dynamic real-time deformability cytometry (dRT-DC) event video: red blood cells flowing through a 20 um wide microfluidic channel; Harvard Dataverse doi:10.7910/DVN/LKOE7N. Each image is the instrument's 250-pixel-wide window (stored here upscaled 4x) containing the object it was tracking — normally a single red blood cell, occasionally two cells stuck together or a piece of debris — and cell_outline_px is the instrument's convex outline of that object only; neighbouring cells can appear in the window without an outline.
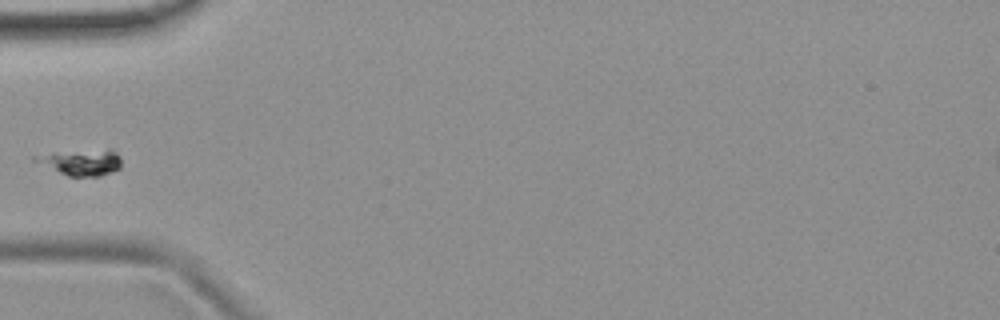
{"species": "common noctule bat (a hibernating species)", "species_latin": "Nyctalus noctula", "temperature_condition": "room temperature", "stored_images_in_passage": 6, "camera_frame_rate_fps": 3000, "um_per_image_px": 0.085, "animal": {"sex": "female", "body_mass_g": 19.9}, "frame": {"image": 1, "passage_image": 5, "time_ms": 1.333, "image_size_px": [1000, 320], "cell_outline_px": [[120, 168], [100, 176], [68, 176], [60, 172], [44, 156], [52, 152], [108, 148], [112, 148], [120, 156]], "centroid_in_image_um": [7.26, 13.76], "position_along_channel_um": 77.7, "area_um2": 11.91}}
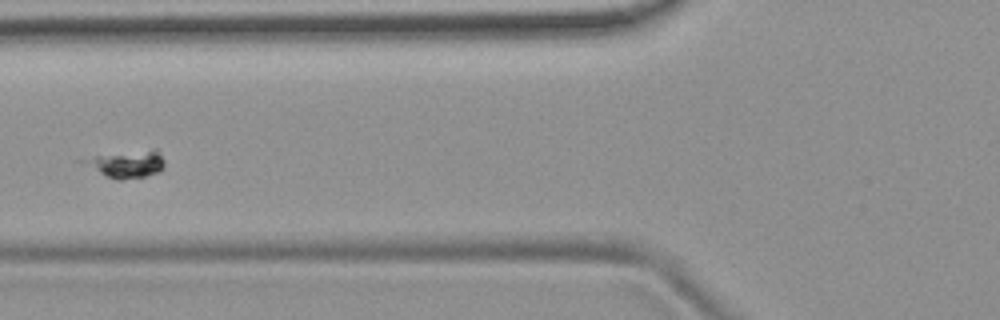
{"frame": {"image": 2, "passage_image": 6, "time_ms": 1.667, "image_size_px": [1000, 320], "cell_outline_px": [[164, 168], [160, 172], [144, 176], [120, 180], [116, 180], [76, 160], [96, 156], [152, 148], [156, 148], [164, 160]], "centroid_in_image_um": [10.82, 13.92], "position_along_channel_um": 115.0, "area_um2": 12.72}}